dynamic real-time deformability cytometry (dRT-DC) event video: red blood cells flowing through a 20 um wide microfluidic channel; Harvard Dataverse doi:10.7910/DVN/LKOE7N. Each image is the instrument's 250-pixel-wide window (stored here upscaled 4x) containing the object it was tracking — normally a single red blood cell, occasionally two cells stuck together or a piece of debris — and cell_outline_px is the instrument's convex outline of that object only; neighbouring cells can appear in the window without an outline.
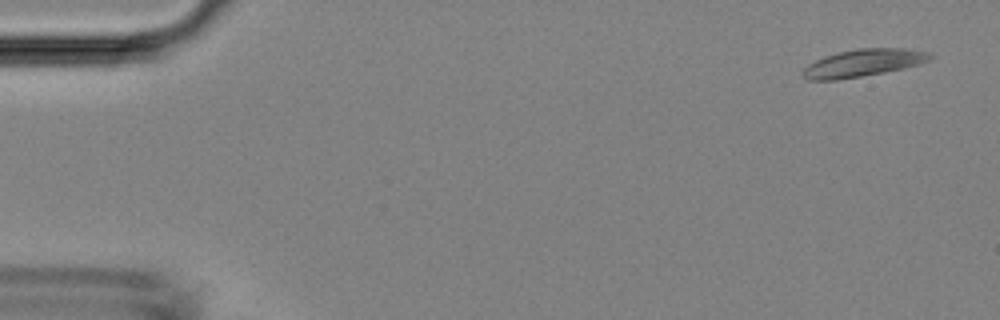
{"species": "Egyptian fruit bat (a non-hibernating species)", "species_latin": "Rousettus aegyptiacus", "temperature_condition": "room temperature", "stored_images_in_passage": 48, "camera_frame_rate_fps": 3000, "um_per_image_px": 0.085, "animal": {"sex": "female"}, "frame": {"image": 1, "passage_image": 2, "time_ms": 0.333, "image_size_px": [1000, 320], "cell_outline_px": [[936, 56], [920, 64], [904, 68], [884, 72], [836, 80], [808, 80], [800, 72], [808, 64], [824, 56], [856, 48], [904, 48], [932, 52]], "centroid_in_image_um": [73.4, 5.34], "position_along_channel_um": 11.6, "area_um2": 20.4}}
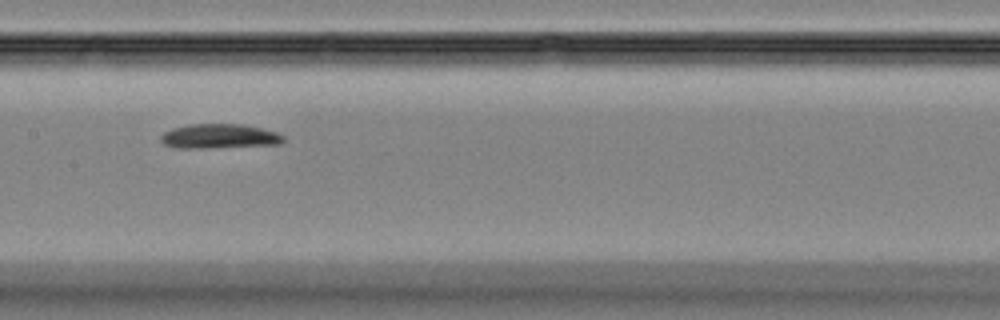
{"frame": {"image": 2, "passage_image": 24, "time_ms": 7.667, "image_size_px": [1000, 320], "cell_outline_px": [[284, 140], [280, 144], [208, 148], [176, 148], [164, 144], [160, 140], [160, 136], [164, 132], [172, 128], [188, 124], [240, 124], [260, 128], [276, 132], [284, 136]], "centroid_in_image_um": [18.6, 11.58], "position_along_channel_um": 188.8, "area_um2": 17.51}}
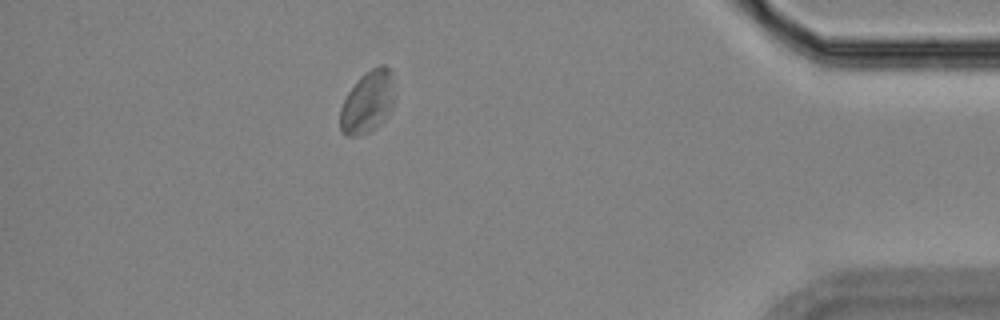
{"frame": {"image": 3, "passage_image": 43, "time_ms": 14.0, "image_size_px": [1000, 320], "cell_outline_px": [[396, 96], [392, 112], [384, 120], [368, 132], [356, 136], [344, 136], [340, 132], [340, 108], [348, 92], [356, 80], [360, 76], [372, 68], [380, 64], [384, 64], [392, 72]], "centroid_in_image_um": [31.28, 8.65], "position_along_channel_um": 403.9, "area_um2": 20.29}}